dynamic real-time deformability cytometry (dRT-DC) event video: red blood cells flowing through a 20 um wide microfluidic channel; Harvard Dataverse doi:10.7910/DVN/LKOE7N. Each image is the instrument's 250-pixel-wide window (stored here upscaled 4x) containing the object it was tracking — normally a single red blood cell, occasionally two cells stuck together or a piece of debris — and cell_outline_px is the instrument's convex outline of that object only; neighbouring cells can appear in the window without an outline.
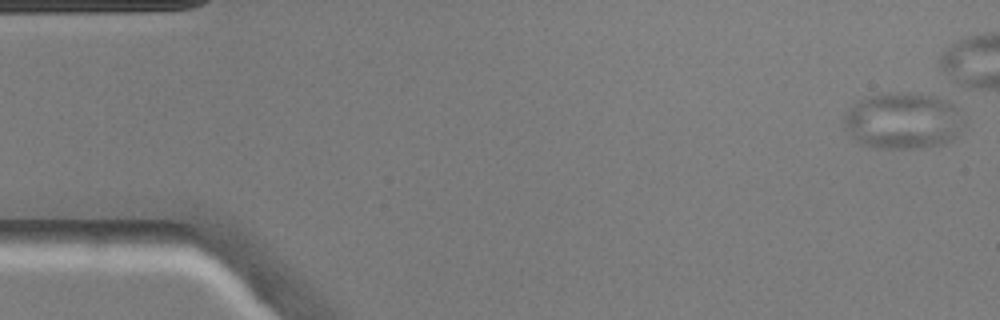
{"species": "common noctule bat (a hibernating species)", "species_latin": "Nyctalus noctula", "temperature_condition": "warm", "stored_images_in_passage": 39, "camera_frame_rate_fps": 3000, "um_per_image_px": 0.085, "animal": {"sex": "male", "body_mass_g": 20.5, "forearm_length_mm": 52.5}, "frame": {"image": 1, "passage_image": 1, "time_ms": 0.0, "image_size_px": [1000, 320], "cell_outline_px": [[968, 120], [956, 136], [952, 140], [944, 144], [920, 148], [880, 148], [860, 144], [844, 128], [844, 116], [864, 96], [880, 92], [912, 92], [936, 96], [948, 100], [956, 104], [960, 108]], "centroid_in_image_um": [76.84, 10.24], "position_along_channel_um": 8.2, "area_um2": 40.4}}
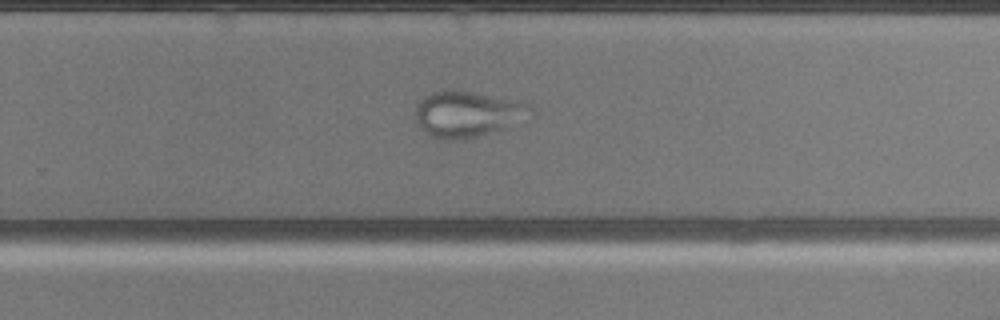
{"frame": {"image": 2, "passage_image": 31, "time_ms": 10.0, "image_size_px": [1000, 320], "cell_outline_px": [[536, 112], [532, 120], [476, 136], [452, 140], [444, 140], [428, 136], [420, 128], [416, 120], [416, 104], [424, 96], [432, 92], [448, 88], [524, 100], [532, 104], [536, 108]], "centroid_in_image_um": [39.87, 9.66], "position_along_channel_um": 289.9, "area_um2": 32.14}}
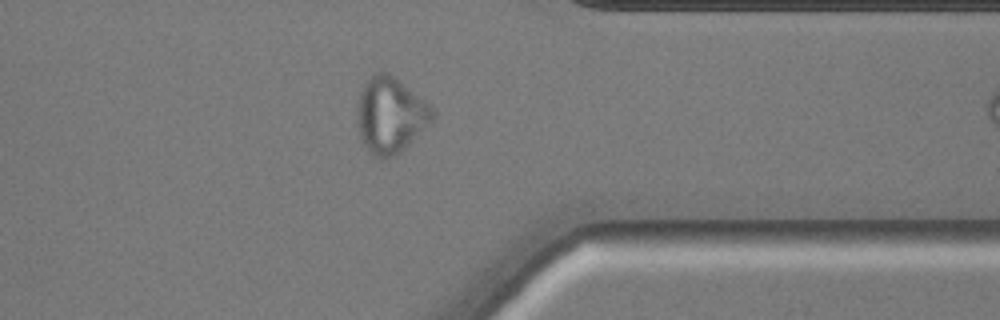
{"frame": {"image": 3, "passage_image": 38, "time_ms": 12.333, "image_size_px": [1000, 320], "cell_outline_px": [[436, 116], [400, 152], [392, 156], [380, 160], [376, 160], [368, 152], [360, 140], [356, 120], [356, 104], [364, 80], [372, 72], [388, 72], [396, 76], [432, 104], [436, 112]], "centroid_in_image_um": [33.15, 9.75], "position_along_channel_um": 378.2, "area_um2": 34.45}}